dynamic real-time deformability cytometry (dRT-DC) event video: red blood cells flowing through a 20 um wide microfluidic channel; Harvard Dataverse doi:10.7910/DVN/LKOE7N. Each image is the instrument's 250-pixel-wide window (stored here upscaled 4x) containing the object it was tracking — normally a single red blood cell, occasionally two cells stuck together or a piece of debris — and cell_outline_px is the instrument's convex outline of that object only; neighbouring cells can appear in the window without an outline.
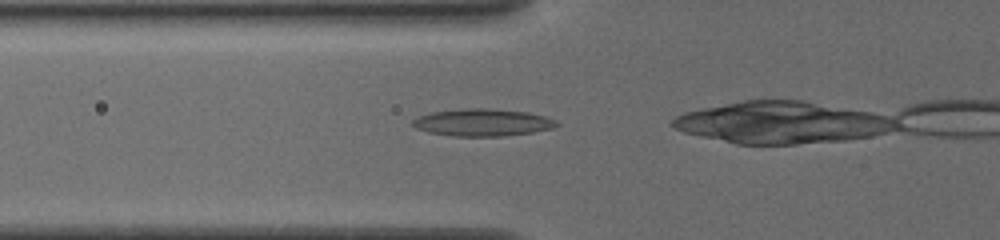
{"species": "common noctule bat (a hibernating species)", "species_latin": "Nyctalus noctula", "temperature_condition": "cold", "stored_images_in_passage": 19, "camera_frame_rate_fps": 3000, "um_per_image_px": 0.085, "animal": {"sex": "female", "body_mass_g": 19.5, "forearm_length_mm": 54.1}, "frame": {"image": 1, "passage_image": 14, "time_ms": 4.333, "image_size_px": [1000, 240], "cell_outline_px": [[560, 124], [552, 128], [532, 132], [500, 136], [452, 136], [428, 132], [416, 128], [412, 124], [412, 120], [420, 116], [432, 112], [468, 108], [484, 108], [528, 112], [544, 116], [556, 120]], "centroid_in_image_um": [41.02, 10.41], "position_along_channel_um": 84.8, "area_um2": 22.66}}
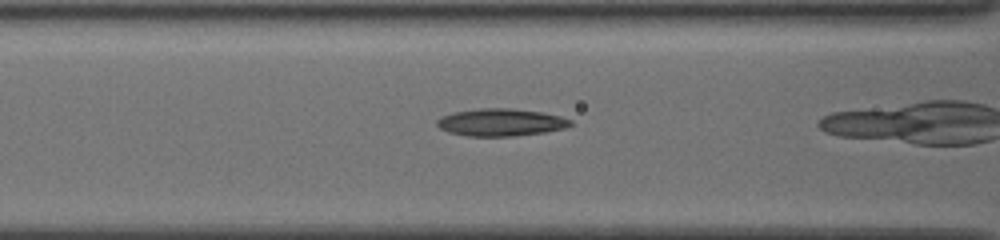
{"frame": {"image": 2, "passage_image": 17, "time_ms": 5.333, "image_size_px": [1000, 240], "cell_outline_px": [[572, 124], [564, 128], [544, 132], [512, 136], [468, 136], [448, 132], [440, 128], [436, 124], [436, 120], [452, 112], [480, 108], [508, 108], [540, 112], [560, 116], [572, 120]], "centroid_in_image_um": [42.55, 10.4], "position_along_channel_um": 124.1, "area_um2": 21.15}}